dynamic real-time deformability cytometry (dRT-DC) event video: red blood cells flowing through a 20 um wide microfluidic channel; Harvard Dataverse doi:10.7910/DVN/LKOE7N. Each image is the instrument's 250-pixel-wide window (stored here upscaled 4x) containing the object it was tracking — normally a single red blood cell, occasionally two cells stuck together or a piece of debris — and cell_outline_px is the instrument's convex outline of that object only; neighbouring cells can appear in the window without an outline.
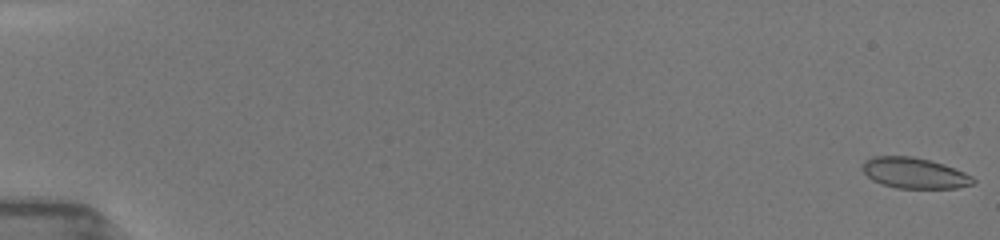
{"species": "common noctule bat (a hibernating species)", "species_latin": "Nyctalus noctula", "temperature_condition": "room temperature", "stored_images_in_passage": 23, "camera_frame_rate_fps": 3000, "um_per_image_px": 0.085, "animal": {"sex": "female", "body_mass_g": 19.5, "forearm_length_mm": 54.1}, "frame": {"image": 1, "passage_image": 1, "time_ms": 0.0, "image_size_px": [1000, 240], "cell_outline_px": [[976, 180], [972, 184], [956, 188], [896, 188], [880, 184], [872, 180], [864, 172], [864, 160], [872, 156], [912, 156], [944, 164], [964, 172], [972, 176]], "centroid_in_image_um": [77.72, 14.71], "position_along_channel_um": 7.3, "area_um2": 19.77}}
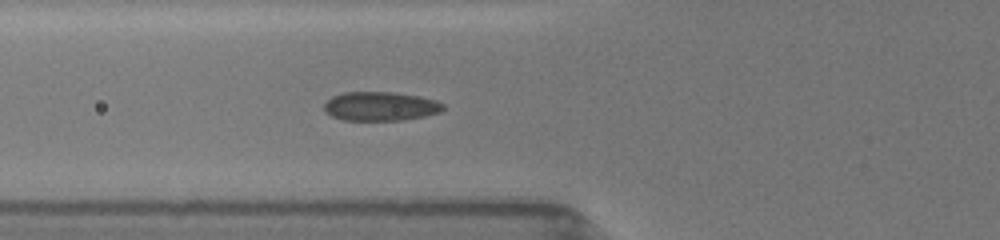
{"frame": {"image": 2, "passage_image": 20, "time_ms": 6.667, "image_size_px": [1000, 240], "cell_outline_px": [[444, 108], [440, 112], [424, 116], [400, 120], [344, 120], [332, 116], [324, 112], [324, 104], [332, 96], [344, 92], [392, 92], [420, 96], [436, 100], [444, 104]], "centroid_in_image_um": [32.33, 9.03], "position_along_channel_um": 93.5, "area_um2": 20.11}}
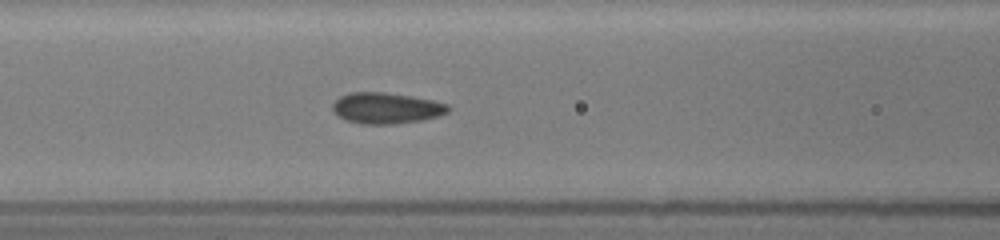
{"frame": {"image": 3, "passage_image": 23, "time_ms": 7.667, "image_size_px": [1000, 240], "cell_outline_px": [[452, 108], [448, 112], [440, 116], [420, 120], [396, 124], [360, 124], [344, 120], [332, 112], [332, 104], [340, 96], [348, 92], [384, 92], [412, 96], [432, 100], [448, 104]], "centroid_in_image_um": [32.82, 9.19], "position_along_channel_um": 133.8, "area_um2": 21.21}}